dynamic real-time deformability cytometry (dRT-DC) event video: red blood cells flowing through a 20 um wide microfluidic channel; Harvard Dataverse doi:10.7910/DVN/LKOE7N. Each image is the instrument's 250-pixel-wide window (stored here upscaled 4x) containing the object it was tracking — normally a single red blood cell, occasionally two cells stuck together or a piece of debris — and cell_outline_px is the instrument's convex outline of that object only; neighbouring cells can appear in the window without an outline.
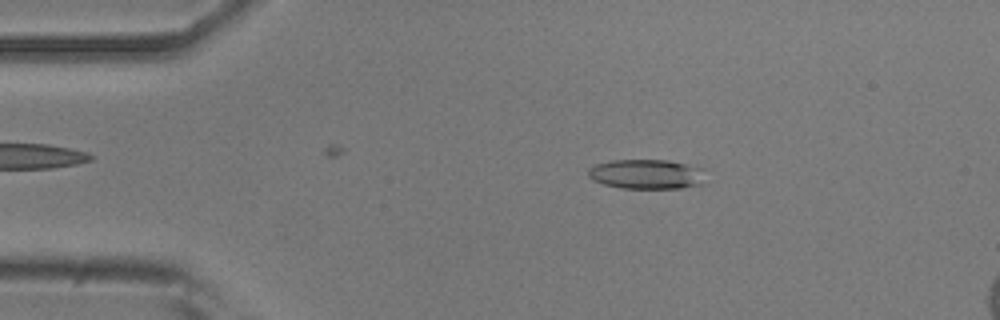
{"species": "common noctule bat (a hibernating species)", "species_latin": "Nyctalus noctula", "temperature_condition": "room temperature", "stored_images_in_passage": 50, "camera_frame_rate_fps": 3000, "um_per_image_px": 0.085, "animal": {"sex": "male", "body_mass_g": 20.5, "forearm_length_mm": 52.5}, "frame": {"image": 1, "passage_image": 9, "time_ms": 2.667, "image_size_px": [1000, 320], "cell_outline_px": [[708, 184], [680, 188], [620, 188], [604, 184], [592, 180], [588, 176], [588, 168], [596, 164], [612, 160], [668, 160], [704, 168]], "centroid_in_image_um": [55.04, 14.81], "position_along_channel_um": 30.0, "area_um2": 20.75}}
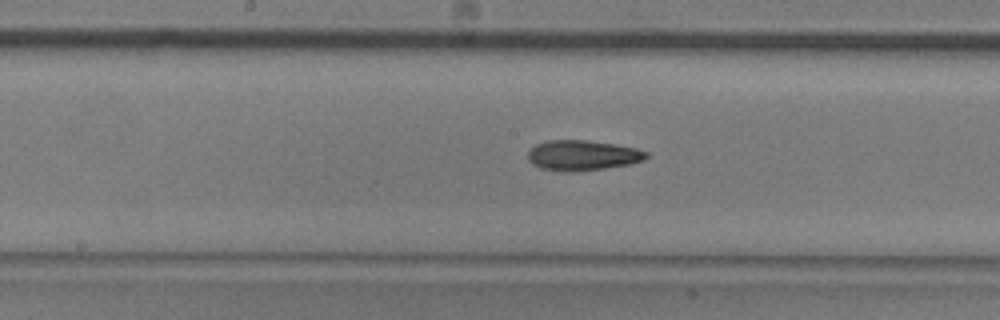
{"frame": {"image": 2, "passage_image": 26, "time_ms": 8.333, "image_size_px": [1000, 320], "cell_outline_px": [[648, 156], [644, 160], [628, 164], [604, 168], [572, 172], [564, 172], [540, 168], [532, 164], [528, 160], [528, 152], [536, 144], [548, 140], [584, 140], [612, 144], [636, 148], [648, 152]], "centroid_in_image_um": [49.48, 13.21], "position_along_channel_um": 198.7, "area_um2": 20.75}}
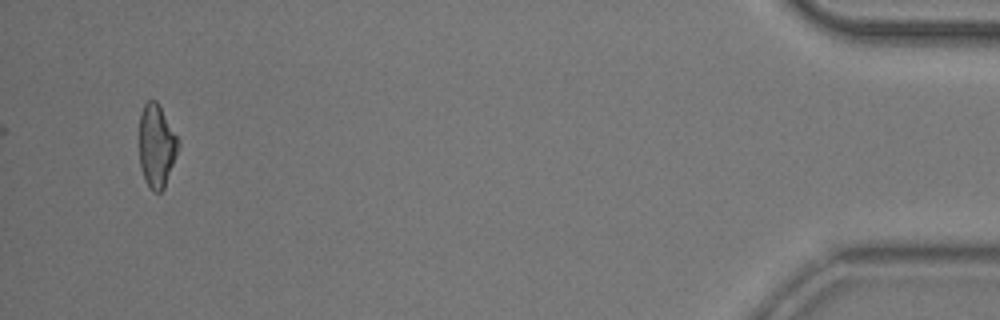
{"frame": {"image": 3, "passage_image": 50, "time_ms": 16.333, "image_size_px": [1000, 320], "cell_outline_px": [[180, 144], [176, 156], [164, 188], [160, 192], [156, 192], [144, 180], [140, 168], [140, 112], [144, 104], [148, 100], [156, 100], [180, 140]], "centroid_in_image_um": [13.31, 12.38], "position_along_channel_um": 421.9, "area_um2": 18.79}, "authors_computed_cell_mechanics": {"area_um2": 19.941, "velocity_mm_per_s": 3.8045, "shape_relaxation_time_tau1_ms": 9.8845, "shape_relaxation_time_tau2_ms": 5.6093, "deformation_change_tau1": 0.2536, "deformation_change_tau2": 0.1545}}